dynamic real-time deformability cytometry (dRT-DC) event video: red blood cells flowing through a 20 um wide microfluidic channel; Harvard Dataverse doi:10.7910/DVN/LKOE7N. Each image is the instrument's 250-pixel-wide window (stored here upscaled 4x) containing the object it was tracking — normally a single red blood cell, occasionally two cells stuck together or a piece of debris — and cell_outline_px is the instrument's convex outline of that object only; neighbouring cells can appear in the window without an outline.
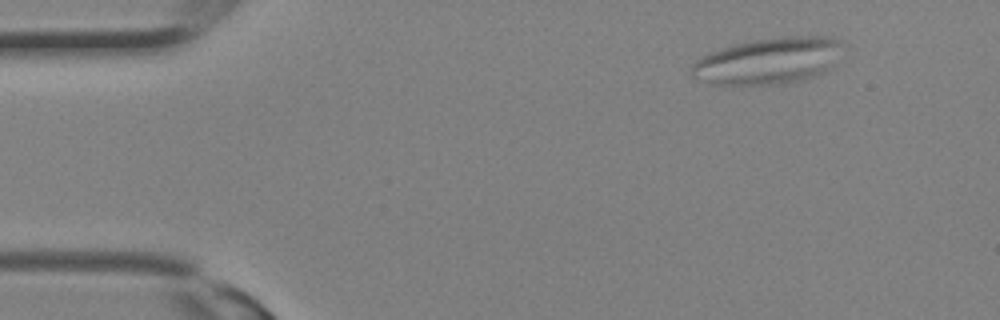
{"species": "Egyptian fruit bat (a non-hibernating species)", "species_latin": "Rousettus aegyptiacus", "temperature_condition": "room temperature", "stored_images_in_passage": 14, "camera_frame_rate_fps": 3000, "um_per_image_px": 0.085, "animal": {"sex": "female"}, "frame": {"image": 1, "passage_image": 4, "time_ms": 1.0, "image_size_px": [1000, 320], "cell_outline_px": [[840, 44], [828, 72], [804, 80], [780, 84], [716, 84], [696, 80], [692, 76], [692, 64], [696, 60], [708, 52], [732, 44], [752, 40], [784, 36], [832, 36], [840, 40]], "centroid_in_image_um": [65.26, 5.17], "position_along_channel_um": 19.7, "area_um2": 40.86}}